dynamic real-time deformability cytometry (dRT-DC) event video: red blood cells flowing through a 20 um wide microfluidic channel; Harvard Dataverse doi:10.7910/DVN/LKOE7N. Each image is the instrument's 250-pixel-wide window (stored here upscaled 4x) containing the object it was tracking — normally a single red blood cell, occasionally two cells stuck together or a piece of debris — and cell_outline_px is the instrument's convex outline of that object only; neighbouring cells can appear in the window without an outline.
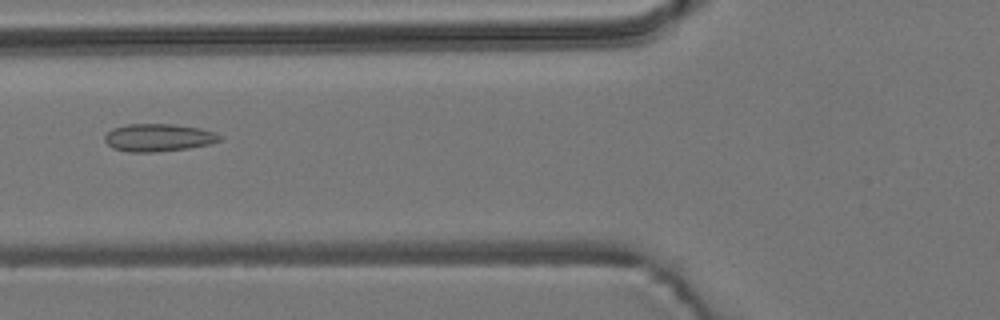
{"species": "common noctule bat (a hibernating species)", "species_latin": "Nyctalus noctula", "temperature_condition": "room temperature", "stored_images_in_passage": 55, "camera_frame_rate_fps": 3000, "um_per_image_px": 0.085, "animal": {"sex": "male", "body_mass_g": 19.2, "forearm_length_mm": 51.8}, "frame": {"image": 1, "passage_image": 21, "time_ms": 6.667, "image_size_px": [1000, 320], "cell_outline_px": [[224, 136], [220, 140], [208, 144], [188, 148], [156, 152], [128, 152], [112, 148], [104, 140], [104, 136], [112, 128], [128, 124], [172, 124], [200, 128], [216, 132]], "centroid_in_image_um": [13.46, 11.69], "position_along_channel_um": 112.3, "area_um2": 18.61}}
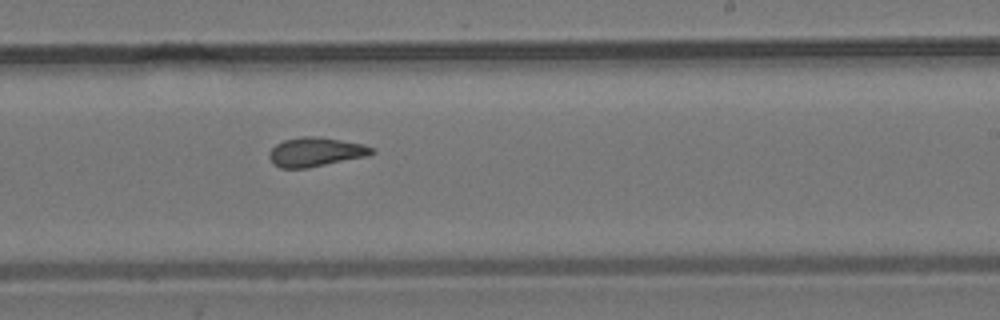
{"frame": {"image": 2, "passage_image": 33, "time_ms": 10.667, "image_size_px": [1000, 320], "cell_outline_px": [[376, 152], [368, 156], [308, 168], [280, 168], [272, 164], [268, 156], [268, 152], [276, 144], [284, 140], [300, 136], [320, 136], [364, 144], [376, 148]], "centroid_in_image_um": [26.84, 12.91], "position_along_channel_um": 262.2, "area_um2": 17.8}}
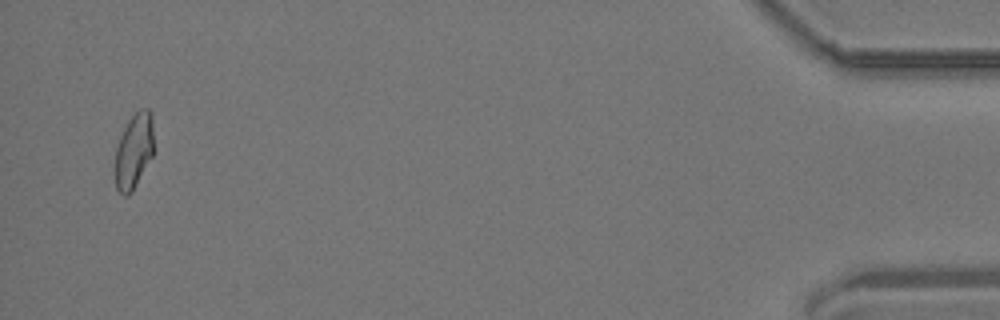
{"frame": {"image": 3, "passage_image": 53, "time_ms": 17.333, "image_size_px": [1000, 320], "cell_outline_px": [[152, 156], [132, 192], [128, 196], [124, 196], [116, 188], [116, 148], [120, 136], [128, 120], [140, 108], [148, 108], [152, 112]], "centroid_in_image_um": [11.38, 12.81], "position_along_channel_um": 423.8, "area_um2": 16.7}, "authors_computed_cell_mechanics": {"area_um2": 17.629, "velocity_mm_per_s": 3.7416, "shape_relaxation_time_tau1_ms": null, "shape_relaxation_time_tau2_ms": 1.9682, "deformation_change_tau1": null, "deformation_change_tau2": 0.0982}}